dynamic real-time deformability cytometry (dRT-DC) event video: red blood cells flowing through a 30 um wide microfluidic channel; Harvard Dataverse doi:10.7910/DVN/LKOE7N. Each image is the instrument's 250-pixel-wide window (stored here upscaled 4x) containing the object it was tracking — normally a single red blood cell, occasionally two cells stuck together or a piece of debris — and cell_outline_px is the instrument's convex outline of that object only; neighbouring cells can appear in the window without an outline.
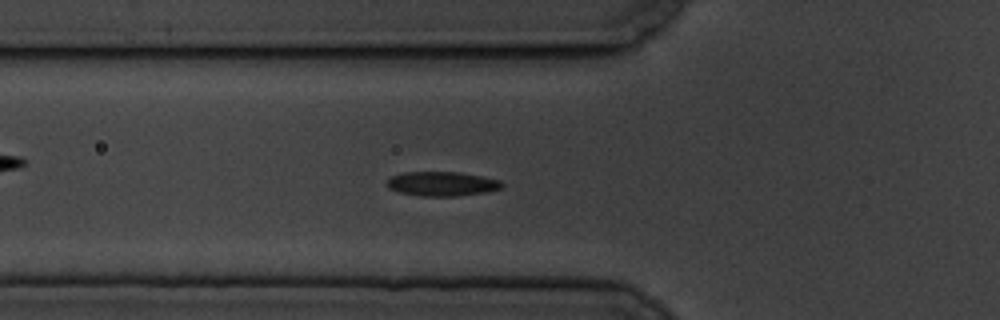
{"species": "common noctule bat (a hibernating species)", "species_latin": "Nyctalus noctula", "temperature_condition": "cold", "stored_images_in_passage": 58, "camera_frame_rate_fps": 3000, "um_per_image_px": 0.085, "animal": {"sex": "male", "body_mass_g": 19.5, "forearm_length_mm": 54.6}, "frame": {"image": 1, "passage_image": 20, "time_ms": 6.333, "image_size_px": [1000, 320], "cell_outline_px": [[504, 184], [500, 188], [488, 192], [456, 196], [420, 196], [400, 192], [388, 188], [384, 184], [392, 176], [404, 172], [460, 172], [500, 180]], "centroid_in_image_um": [37.55, 15.62], "position_along_channel_um": 88.2, "area_um2": 16.36}}
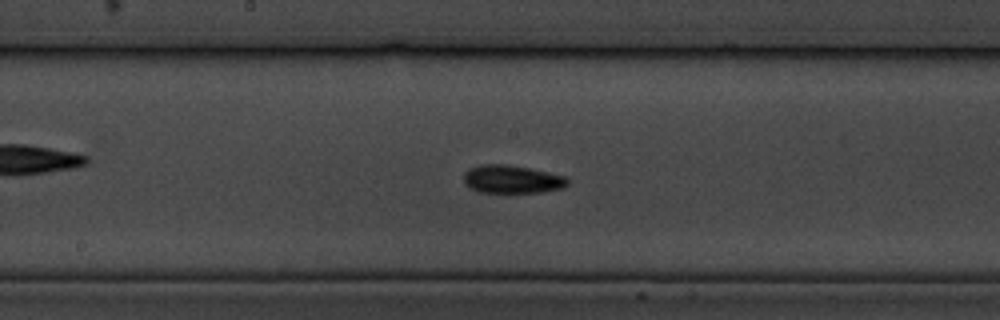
{"frame": {"image": 2, "passage_image": 30, "time_ms": 9.667, "image_size_px": [1000, 320], "cell_outline_px": [[568, 184], [564, 188], [544, 192], [476, 192], [468, 188], [464, 184], [464, 172], [468, 168], [480, 164], [504, 164], [528, 168], [548, 172], [564, 176], [568, 180]], "centroid_in_image_um": [43.47, 15.24], "position_along_channel_um": 204.7, "area_um2": 17.17}}
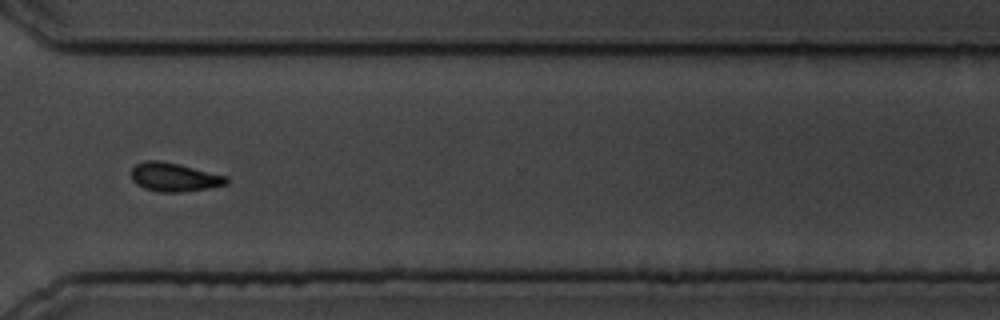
{"frame": {"image": 3, "passage_image": 43, "time_ms": 14.0, "image_size_px": [1000, 320], "cell_outline_px": [[228, 184], [208, 188], [180, 192], [160, 192], [144, 188], [136, 184], [132, 180], [132, 168], [136, 164], [144, 160], [160, 160], [180, 164], [228, 176]], "centroid_in_image_um": [14.81, 15.05], "position_along_channel_um": 355.8, "area_um2": 16.01}, "authors_computed_cell_mechanics": {"area_um2": 15.8661, "velocity_mm_per_s": 3.4878, "shape_relaxation_time_tau1_ms": 9.0641, "shape_relaxation_time_tau2_ms": 3.6409, "deformation_change_tau1": 0.1734, "deformation_change_tau2": 0.0608}}